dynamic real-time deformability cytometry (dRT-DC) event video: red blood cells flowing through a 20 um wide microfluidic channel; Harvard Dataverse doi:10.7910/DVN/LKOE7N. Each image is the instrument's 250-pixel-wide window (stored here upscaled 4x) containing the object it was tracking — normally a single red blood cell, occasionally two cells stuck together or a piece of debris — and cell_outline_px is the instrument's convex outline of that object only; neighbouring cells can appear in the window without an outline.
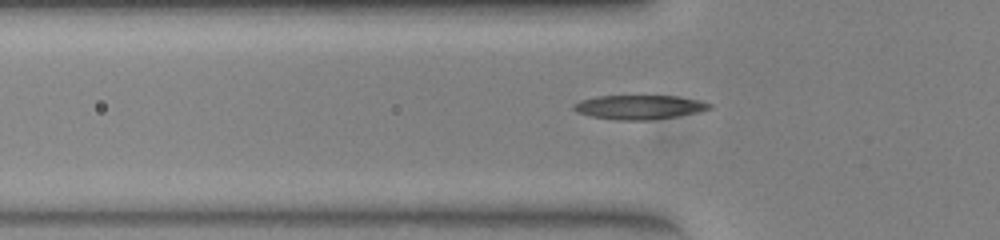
{"species": "common noctule bat (a hibernating species)", "species_latin": "Nyctalus noctula", "temperature_condition": "warm", "stored_images_in_passage": 35, "camera_frame_rate_fps": 3000, "um_per_image_px": 0.085, "animal": {"sex": "female", "body_mass_g": 23.0, "forearm_length_mm": 53.4}, "frame": {"image": 1, "passage_image": 3, "time_ms": 0.667, "image_size_px": [1000, 240], "cell_outline_px": [[712, 108], [700, 112], [652, 120], [616, 120], [592, 116], [576, 112], [572, 108], [572, 104], [580, 100], [596, 96], [676, 96], [696, 100], [712, 104]], "centroid_in_image_um": [54.3, 9.11], "position_along_channel_um": 71.5, "area_um2": 19.13}}
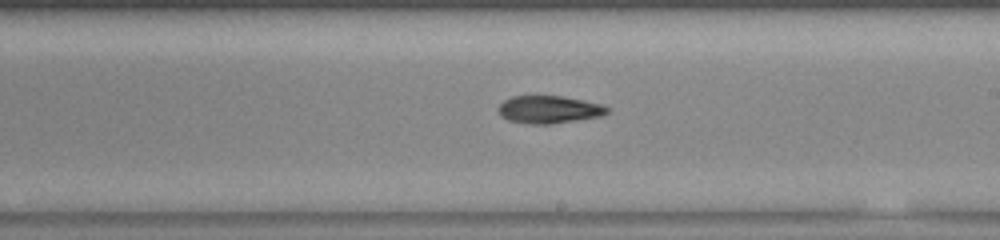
{"frame": {"image": 2, "passage_image": 16, "time_ms": 5.0, "image_size_px": [1000, 240], "cell_outline_px": [[612, 108], [604, 116], [548, 124], [528, 124], [508, 120], [500, 116], [496, 108], [504, 100], [512, 96], [564, 96], [584, 100], [600, 104]], "centroid_in_image_um": [46.67, 9.31], "position_along_channel_um": 242.3, "area_um2": 17.74}}
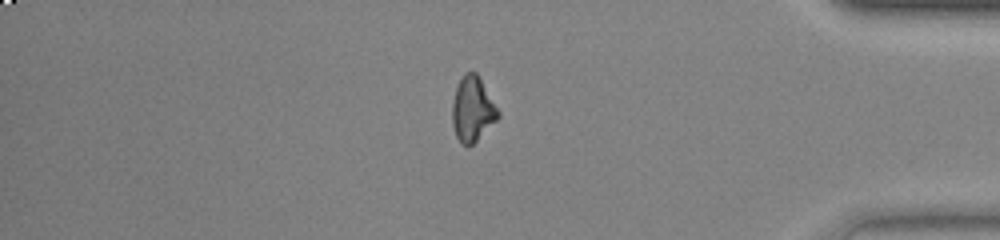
{"frame": {"image": 3, "passage_image": 30, "time_ms": 9.667, "image_size_px": [1000, 240], "cell_outline_px": [[500, 116], [472, 144], [460, 144], [456, 136], [452, 124], [452, 104], [456, 88], [464, 72], [476, 72], [480, 76], [500, 112]], "centroid_in_image_um": [40.16, 9.25], "position_along_channel_um": 395.0, "area_um2": 17.22}}